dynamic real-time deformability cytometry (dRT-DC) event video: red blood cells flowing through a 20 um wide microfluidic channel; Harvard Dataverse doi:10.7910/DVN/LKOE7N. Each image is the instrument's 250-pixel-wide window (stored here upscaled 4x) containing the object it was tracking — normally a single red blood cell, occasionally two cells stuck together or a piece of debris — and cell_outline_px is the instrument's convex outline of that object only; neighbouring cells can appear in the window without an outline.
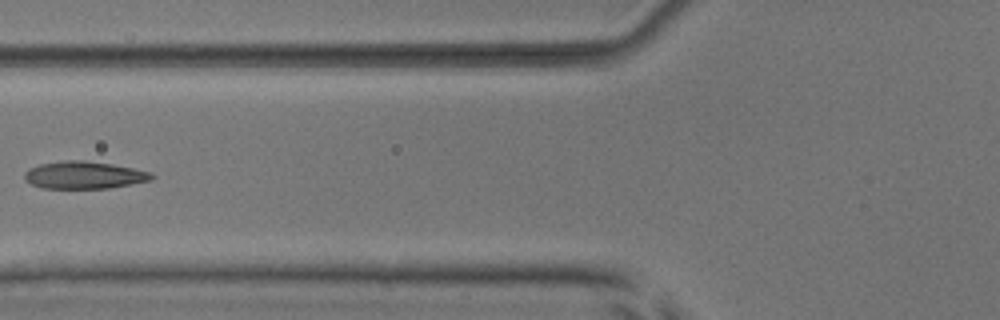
{"species": "common noctule bat (a hibernating species)", "species_latin": "Nyctalus noctula", "temperature_condition": "room temperature", "stored_images_in_passage": 9, "camera_frame_rate_fps": 3000, "um_per_image_px": 0.085, "animal": {"sex": "male", "body_mass_g": 17.9, "forearm_length_mm": 54.2}, "frame": {"image": 1, "passage_image": 7, "time_ms": 7.0, "image_size_px": [1000, 320], "cell_outline_px": [[156, 176], [152, 180], [108, 188], [44, 188], [32, 184], [24, 180], [24, 172], [40, 164], [64, 160], [84, 160], [112, 164], [152, 172]], "centroid_in_image_um": [7.17, 14.88], "position_along_channel_um": 118.6, "area_um2": 20.23}}
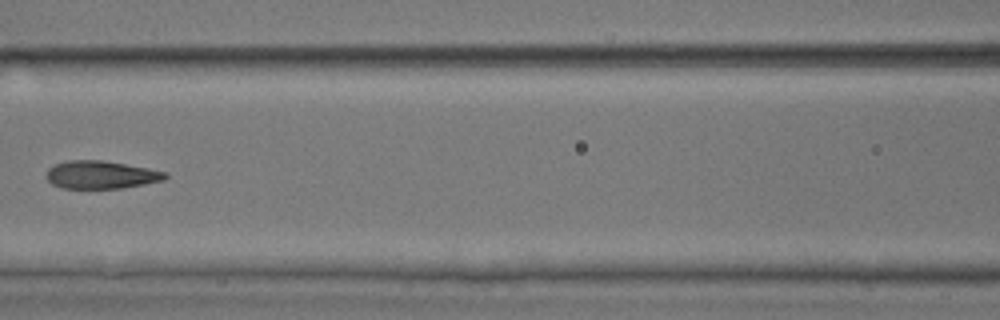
{"frame": {"image": 2, "passage_image": 8, "time_ms": 8.0, "image_size_px": [1000, 320], "cell_outline_px": [[168, 176], [164, 180], [144, 184], [120, 188], [64, 188], [52, 184], [48, 180], [48, 168], [56, 164], [68, 160], [100, 160], [148, 168], [168, 172]], "centroid_in_image_um": [8.61, 14.85], "position_along_channel_um": 158.0, "area_um2": 19.07}}
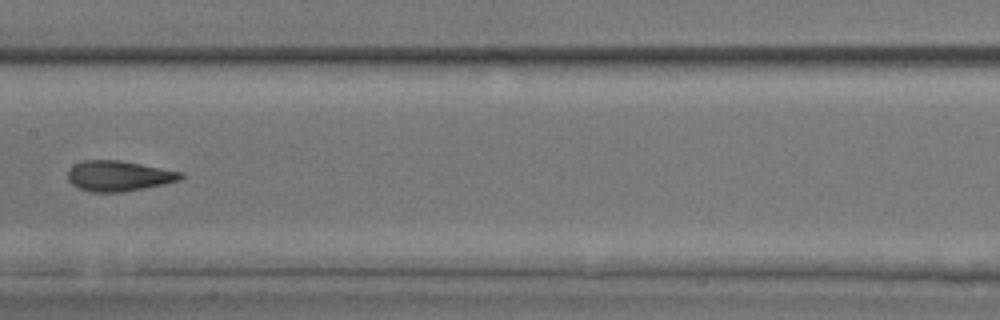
{"frame": {"image": 3, "passage_image": 9, "time_ms": 9.0, "image_size_px": [1000, 320], "cell_outline_px": [[184, 176], [180, 180], [164, 184], [124, 192], [92, 192], [80, 188], [72, 184], [68, 180], [68, 168], [84, 160], [120, 160], [184, 172]], "centroid_in_image_um": [10.11, 14.95], "position_along_channel_um": 197.3, "area_um2": 20.06}}